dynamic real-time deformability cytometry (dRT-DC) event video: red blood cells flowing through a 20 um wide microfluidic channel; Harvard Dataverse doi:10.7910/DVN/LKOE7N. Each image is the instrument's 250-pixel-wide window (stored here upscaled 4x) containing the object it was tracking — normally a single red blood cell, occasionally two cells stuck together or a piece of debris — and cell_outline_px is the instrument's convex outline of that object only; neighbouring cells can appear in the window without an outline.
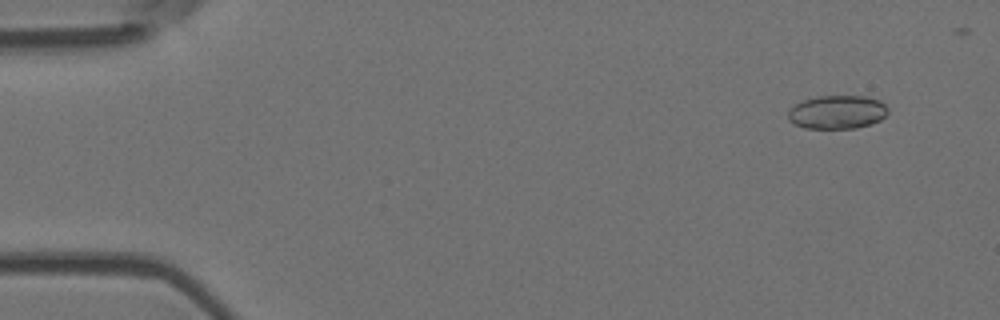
{"species": "Egyptian fruit bat (a non-hibernating species)", "species_latin": "Rousettus aegyptiacus", "temperature_condition": "room temperature", "stored_images_in_passage": 7, "camera_frame_rate_fps": 3000, "um_per_image_px": 0.085, "animal": {"sex": "female"}, "frame": {"image": 1, "passage_image": 1, "time_ms": 0.0, "image_size_px": [1000, 320], "cell_outline_px": [[888, 112], [880, 120], [872, 124], [856, 128], [804, 128], [788, 120], [788, 112], [796, 104], [804, 100], [816, 96], [864, 96], [880, 100], [888, 108]], "centroid_in_image_um": [71.18, 9.53], "position_along_channel_um": 13.8, "area_um2": 19.48}}
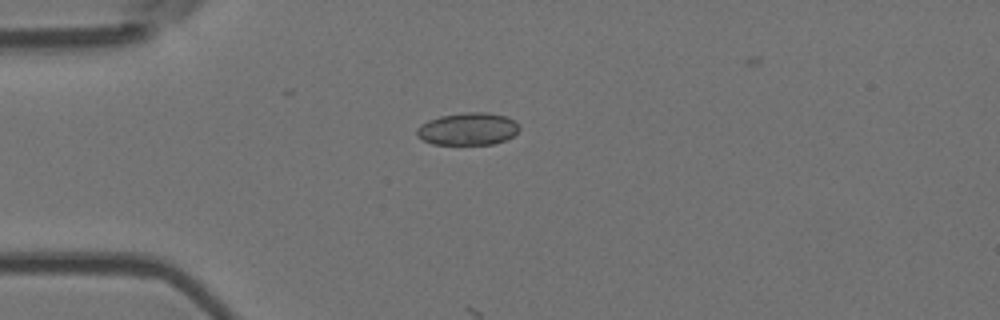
{"frame": {"image": 2, "passage_image": 4, "time_ms": 1.0, "image_size_px": [1000, 320], "cell_outline_px": [[520, 128], [512, 136], [504, 140], [492, 144], [432, 144], [416, 136], [416, 128], [420, 124], [428, 120], [440, 116], [464, 112], [488, 112], [508, 116], [516, 120]], "centroid_in_image_um": [39.77, 10.94], "position_along_channel_um": 45.2, "area_um2": 19.54}}
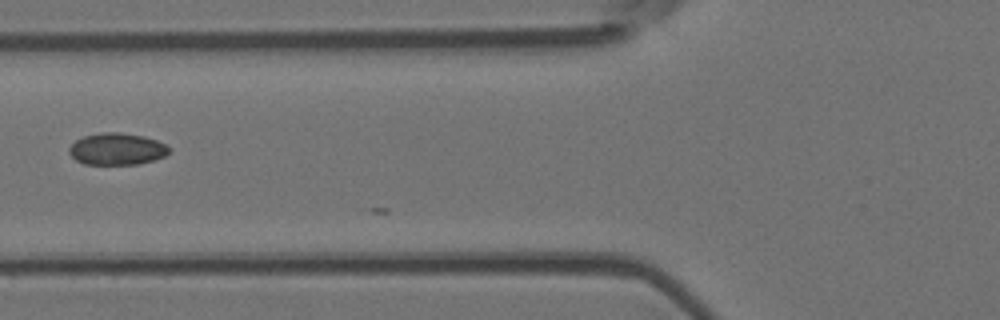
{"frame": {"image": 3, "passage_image": 6, "time_ms": 1.667, "image_size_px": [1000, 320], "cell_outline_px": [[168, 152], [164, 156], [152, 160], [136, 164], [84, 164], [76, 160], [68, 152], [68, 148], [76, 140], [84, 136], [100, 132], [120, 132], [144, 136], [156, 140], [164, 144], [168, 148]], "centroid_in_image_um": [9.89, 12.65], "position_along_channel_um": 115.9, "area_um2": 18.38}}